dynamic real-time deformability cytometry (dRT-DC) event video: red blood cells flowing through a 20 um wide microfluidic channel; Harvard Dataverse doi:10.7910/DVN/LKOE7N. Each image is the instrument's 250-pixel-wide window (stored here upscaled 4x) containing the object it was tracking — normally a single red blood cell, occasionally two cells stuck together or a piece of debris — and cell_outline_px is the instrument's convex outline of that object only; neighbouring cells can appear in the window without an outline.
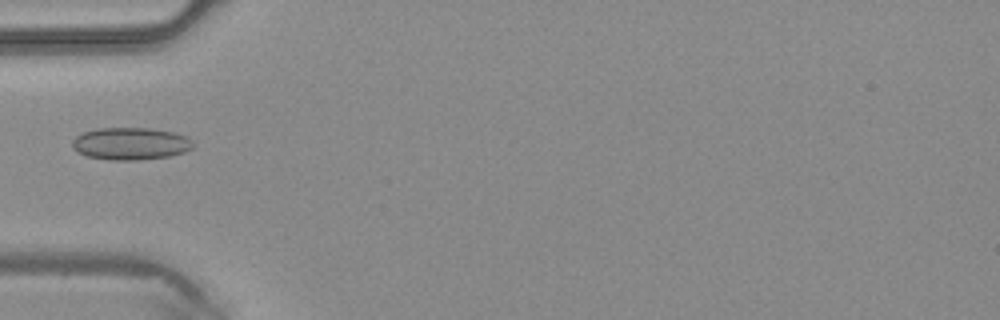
{"species": "common noctule bat (a hibernating species)", "species_latin": "Nyctalus noctula", "temperature_condition": "warm", "stored_images_in_passage": 31, "camera_frame_rate_fps": 3000, "um_per_image_px": 0.085, "animal": {"sex": "male", "body_mass_g": 20.4}, "frame": {"image": 1, "passage_image": 1, "time_ms": 0.0, "image_size_px": [1000, 320], "cell_outline_px": [[192, 148], [184, 152], [168, 156], [140, 160], [108, 160], [88, 156], [72, 148], [72, 140], [76, 136], [84, 132], [96, 128], [148, 128], [172, 132], [188, 136], [192, 144]], "centroid_in_image_um": [11.08, 12.21], "position_along_channel_um": 73.9, "area_um2": 22.66}}
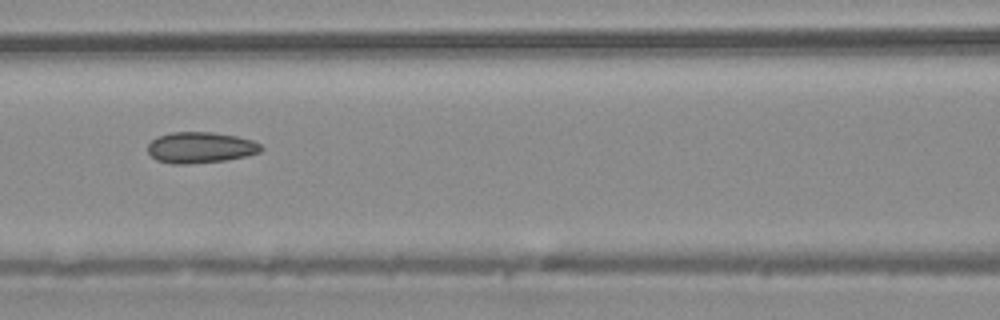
{"frame": {"image": 2, "passage_image": 6, "time_ms": 1.667, "image_size_px": [1000, 320], "cell_outline_px": [[264, 148], [260, 152], [244, 156], [224, 160], [188, 164], [172, 164], [156, 160], [148, 152], [148, 144], [156, 136], [172, 132], [212, 132], [236, 136], [252, 140], [260, 144]], "centroid_in_image_um": [17.01, 12.53], "position_along_channel_um": 149.6, "area_um2": 20.46}}
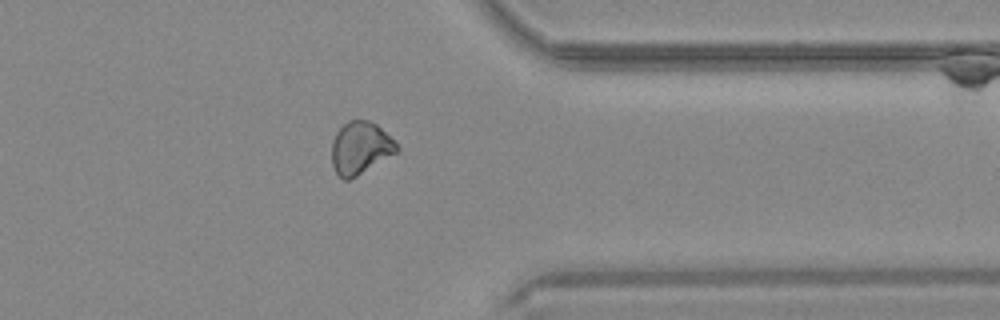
{"frame": {"image": 3, "passage_image": 22, "time_ms": 7.0, "image_size_px": [1000, 320], "cell_outline_px": [[400, 152], [356, 176], [348, 180], [344, 180], [336, 172], [332, 164], [332, 140], [336, 132], [348, 120], [368, 120], [376, 124], [400, 148]], "centroid_in_image_um": [30.63, 12.59], "position_along_channel_um": 380.8, "area_um2": 19.83}}